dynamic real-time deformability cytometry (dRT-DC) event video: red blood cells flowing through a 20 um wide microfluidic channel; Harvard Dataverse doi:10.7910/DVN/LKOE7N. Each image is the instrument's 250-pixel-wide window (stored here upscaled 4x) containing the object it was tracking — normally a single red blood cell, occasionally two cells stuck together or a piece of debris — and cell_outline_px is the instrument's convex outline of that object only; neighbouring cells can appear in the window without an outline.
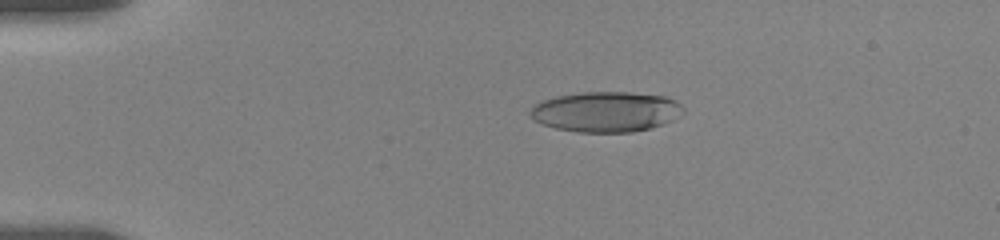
{"species": "human", "species_latin": "Homo sapiens", "temperature_condition": "room temperature", "stored_images_in_passage": 85, "camera_frame_rate_fps": 3000, "um_per_image_px": 0.085, "donor": {"sex": "female"}, "frame": {"image": 1, "passage_image": 16, "time_ms": 3.667, "image_size_px": [1000, 240], "cell_outline_px": [[684, 112], [672, 120], [664, 124], [632, 132], [576, 132], [556, 128], [544, 124], [536, 120], [528, 112], [536, 104], [544, 100], [556, 96], [580, 92], [628, 92], [664, 96], [676, 100], [684, 108]], "centroid_in_image_um": [51.54, 9.49], "position_along_channel_um": 33.5, "area_um2": 35.78}}
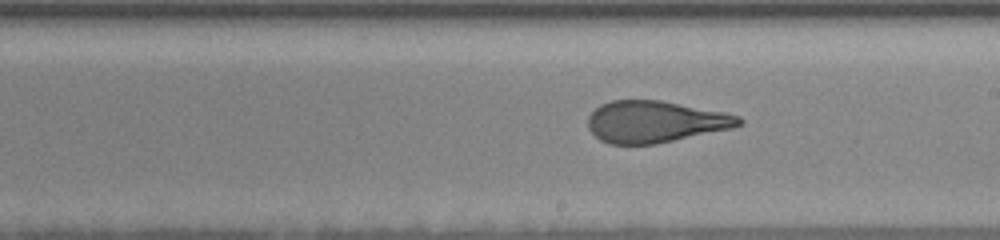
{"frame": {"image": 2, "passage_image": 52, "time_ms": 10.667, "image_size_px": [1000, 240], "cell_outline_px": [[744, 124], [732, 128], [656, 144], [608, 144], [600, 140], [588, 128], [588, 116], [600, 104], [612, 100], [660, 100], [724, 112], [740, 116], [744, 120]], "centroid_in_image_um": [55.7, 10.34], "position_along_channel_um": 233.3, "area_um2": 36.7}}
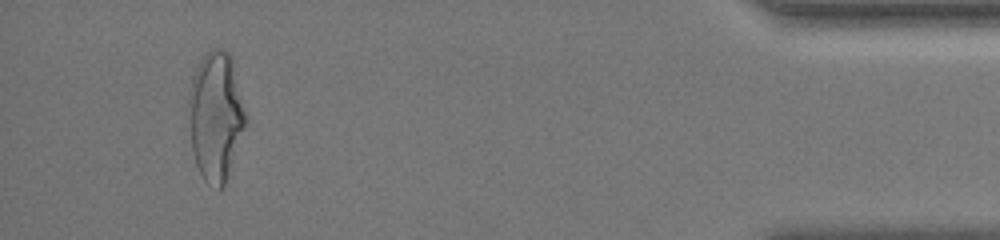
{"frame": {"image": 3, "passage_image": 81, "time_ms": 17.333, "image_size_px": [1000, 240], "cell_outline_px": [[248, 120], [224, 184], [220, 188], [208, 184], [204, 180], [196, 164], [192, 152], [188, 104], [188, 92], [192, 76], [204, 52], [212, 48], [220, 48], [228, 52], [232, 56], [248, 116]], "centroid_in_image_um": [18.35, 9.79], "position_along_channel_um": 416.9, "area_um2": 43.29}, "authors_computed_cell_mechanics": {"area_um2": 37.6278, "velocity_mm_per_s": 3.6382, "shape_relaxation_time_tau1_ms": 5.9807, "shape_relaxation_time_tau2_ms": 1.1188, "deformation_change_tau1": 0.2224, "deformation_change_tau2": 0.0989}}